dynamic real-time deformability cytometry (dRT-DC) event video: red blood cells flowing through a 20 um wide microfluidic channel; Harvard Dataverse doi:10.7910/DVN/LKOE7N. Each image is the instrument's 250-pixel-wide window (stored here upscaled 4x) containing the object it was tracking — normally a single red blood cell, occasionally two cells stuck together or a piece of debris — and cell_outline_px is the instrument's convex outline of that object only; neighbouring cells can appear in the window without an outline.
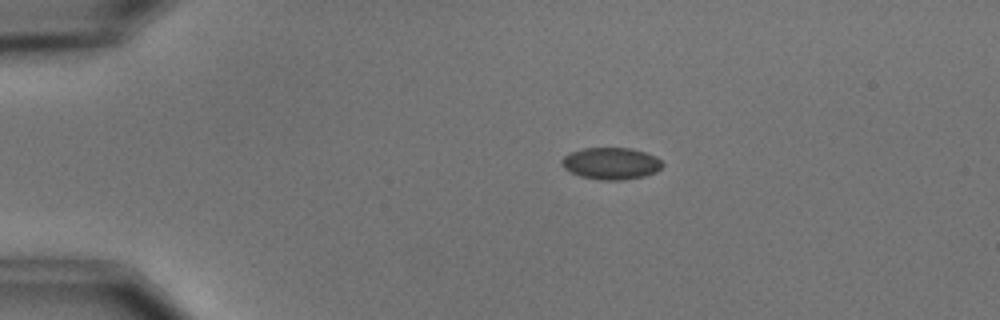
{"species": "common noctule bat (a hibernating species)", "species_latin": "Nyctalus noctula", "temperature_condition": "cold", "stored_images_in_passage": 7, "camera_frame_rate_fps": 3000, "um_per_image_px": 0.085, "animal": {"sex": "male", "body_mass_g": 15.6}, "frame": {"image": 1, "passage_image": 1, "time_ms": 0.0, "image_size_px": [1000, 320], "cell_outline_px": [[664, 164], [656, 172], [644, 176], [624, 180], [600, 180], [580, 176], [564, 168], [560, 164], [560, 160], [568, 152], [584, 148], [632, 148], [656, 156]], "centroid_in_image_um": [51.92, 13.89], "position_along_channel_um": 33.1, "area_um2": 18.84}}
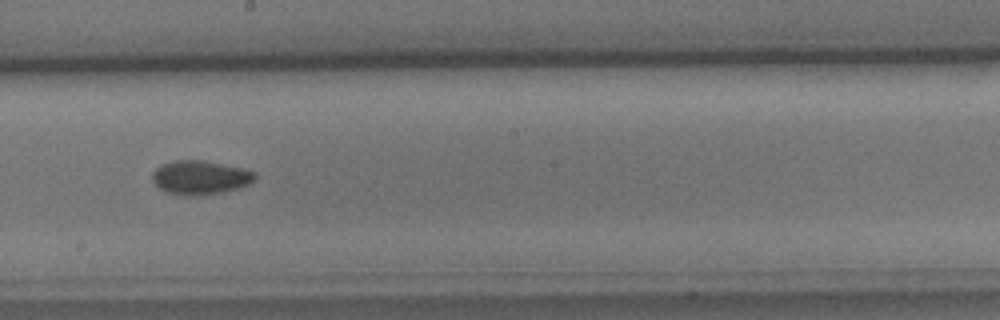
{"frame": {"image": 2, "passage_image": 6, "time_ms": 6.667, "image_size_px": [1000, 320], "cell_outline_px": [[256, 176], [248, 184], [240, 188], [220, 192], [168, 192], [160, 188], [152, 180], [152, 172], [160, 164], [172, 160], [200, 160], [240, 168], [256, 172]], "centroid_in_image_um": [17.0, 15.02], "position_along_channel_um": 231.2, "area_um2": 19.19}}
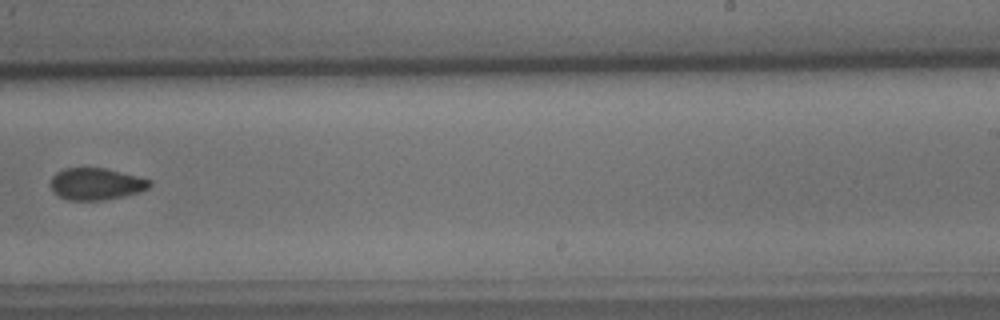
{"frame": {"image": 3, "passage_image": 7, "time_ms": 8.0, "image_size_px": [1000, 320], "cell_outline_px": [[152, 184], [148, 188], [140, 192], [124, 196], [104, 200], [68, 200], [60, 196], [52, 188], [52, 176], [56, 172], [64, 168], [104, 168], [152, 180]], "centroid_in_image_um": [8.2, 15.63], "position_along_channel_um": 280.8, "area_um2": 18.21}}